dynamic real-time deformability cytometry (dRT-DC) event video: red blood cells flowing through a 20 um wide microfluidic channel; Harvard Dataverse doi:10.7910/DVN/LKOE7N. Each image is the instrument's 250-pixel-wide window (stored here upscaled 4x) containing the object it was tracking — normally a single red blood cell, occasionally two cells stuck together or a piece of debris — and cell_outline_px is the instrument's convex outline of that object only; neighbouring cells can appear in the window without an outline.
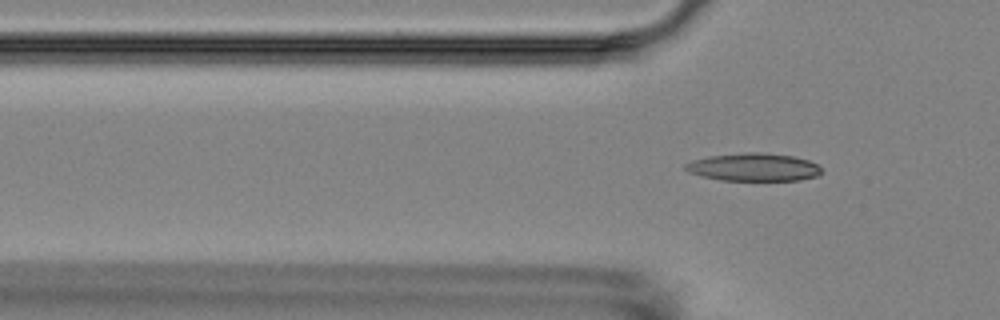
{"species": "Egyptian fruit bat (a non-hibernating species)", "species_latin": "Rousettus aegyptiacus", "temperature_condition": "room temperature", "stored_images_in_passage": 4, "camera_frame_rate_fps": 3000, "um_per_image_px": 0.085, "animal": {"sex": "female"}, "frame": {"image": 1, "passage_image": 4, "time_ms": 4.333, "image_size_px": [1000, 320], "cell_outline_px": [[824, 172], [816, 176], [800, 180], [720, 180], [700, 176], [688, 172], [684, 168], [684, 164], [692, 160], [708, 156], [748, 152], [756, 152], [792, 156], [808, 160], [816, 164]], "centroid_in_image_um": [64.02, 14.21], "position_along_channel_um": 61.8, "area_um2": 22.08}}